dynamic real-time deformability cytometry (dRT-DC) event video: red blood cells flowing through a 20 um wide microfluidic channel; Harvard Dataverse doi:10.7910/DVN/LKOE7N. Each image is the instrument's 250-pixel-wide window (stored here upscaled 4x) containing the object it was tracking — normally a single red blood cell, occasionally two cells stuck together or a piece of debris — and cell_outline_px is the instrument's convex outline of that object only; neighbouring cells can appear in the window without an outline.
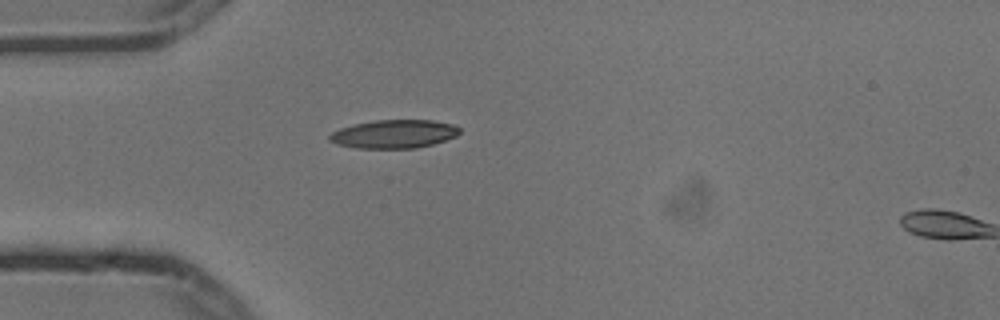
{"species": "common noctule bat (a hibernating species)", "species_latin": "Nyctalus noctula", "temperature_condition": "cold", "stored_images_in_passage": 5, "segment_of_instrument_passage": [1, 2], "camera_frame_rate_fps": 3000, "um_per_image_px": 0.085, "animal": {"sex": "male", "body_mass_g": 13.3}, "frame": {"image": 1, "passage_image": 4, "time_ms": 1.0, "image_size_px": [1000, 320], "cell_outline_px": [[460, 132], [456, 136], [432, 144], [416, 148], [352, 148], [336, 144], [328, 140], [328, 136], [332, 132], [340, 128], [352, 124], [376, 120], [432, 120], [452, 124], [460, 128]], "centroid_in_image_um": [33.44, 11.39], "position_along_channel_um": 51.6, "area_um2": 21.62}}